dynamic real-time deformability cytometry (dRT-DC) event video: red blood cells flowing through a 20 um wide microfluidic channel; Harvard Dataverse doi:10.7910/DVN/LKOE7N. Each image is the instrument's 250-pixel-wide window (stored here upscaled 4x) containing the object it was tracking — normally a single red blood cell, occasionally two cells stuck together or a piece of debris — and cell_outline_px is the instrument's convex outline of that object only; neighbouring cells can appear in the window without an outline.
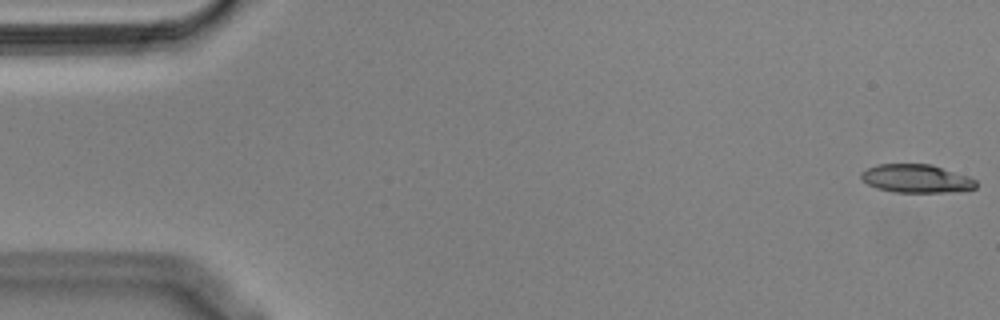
{"species": "Egyptian fruit bat (a non-hibernating species)", "species_latin": "Rousettus aegyptiacus", "temperature_condition": "cold", "stored_images_in_passage": 55, "camera_frame_rate_fps": 3000, "um_per_image_px": 0.085, "animal": {"sex": "male"}, "frame": {"image": 1, "passage_image": 1, "time_ms": 0.0, "image_size_px": [1000, 320], "cell_outline_px": [[976, 188], [956, 192], [892, 192], [876, 188], [868, 184], [860, 176], [860, 172], [876, 164], [932, 164], [968, 176], [976, 180]], "centroid_in_image_um": [77.89, 15.18], "position_along_channel_um": 7.1, "area_um2": 19.07}}
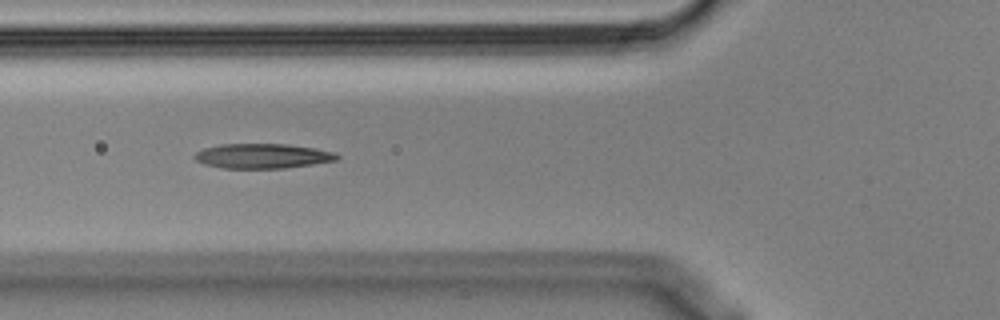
{"frame": {"image": 2, "passage_image": 20, "time_ms": 6.333, "image_size_px": [1000, 320], "cell_outline_px": [[340, 156], [336, 160], [312, 164], [284, 168], [224, 168], [204, 164], [196, 160], [192, 156], [196, 152], [204, 148], [220, 144], [288, 144], [316, 148], [336, 152]], "centroid_in_image_um": [22.32, 13.25], "position_along_channel_um": 103.5, "area_um2": 20.58}}
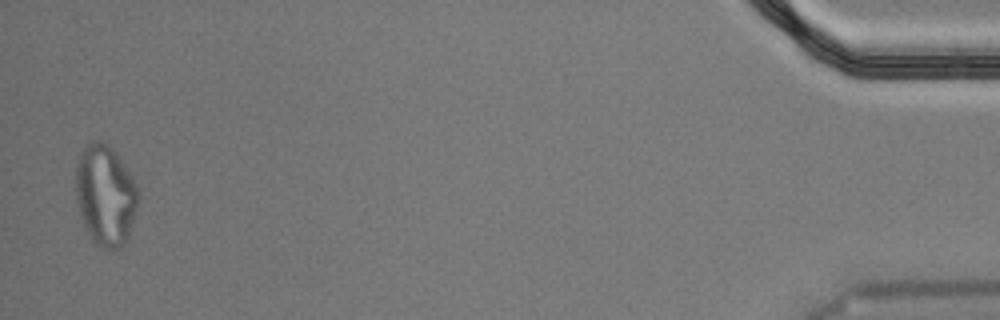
{"frame": {"image": 3, "passage_image": 54, "time_ms": 17.667, "image_size_px": [1000, 320], "cell_outline_px": [[140, 196], [128, 240], [120, 248], [100, 248], [92, 240], [80, 216], [76, 196], [76, 168], [80, 152], [92, 140], [104, 140], [112, 148], [132, 176], [140, 192]], "centroid_in_image_um": [8.98, 16.59], "position_along_channel_um": 426.2, "area_um2": 36.88}, "authors_computed_cell_mechanics": {"area_um2": 20.4612, "velocity_mm_per_s": 3.6373, "shape_relaxation_time_tau1_ms": null, "shape_relaxation_time_tau2_ms": 2.7894, "deformation_change_tau1": null, "deformation_change_tau2": 0.1297}}